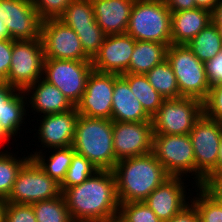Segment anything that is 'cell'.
<instances>
[{
  "label": "cell",
  "mask_w": 222,
  "mask_h": 222,
  "mask_svg": "<svg viewBox=\"0 0 222 222\" xmlns=\"http://www.w3.org/2000/svg\"><path fill=\"white\" fill-rule=\"evenodd\" d=\"M74 222H102L119 212L116 179L112 170H97L63 193Z\"/></svg>",
  "instance_id": "1"
},
{
  "label": "cell",
  "mask_w": 222,
  "mask_h": 222,
  "mask_svg": "<svg viewBox=\"0 0 222 222\" xmlns=\"http://www.w3.org/2000/svg\"><path fill=\"white\" fill-rule=\"evenodd\" d=\"M112 171L119 204L144 201L170 177L152 152L119 160Z\"/></svg>",
  "instance_id": "2"
},
{
  "label": "cell",
  "mask_w": 222,
  "mask_h": 222,
  "mask_svg": "<svg viewBox=\"0 0 222 222\" xmlns=\"http://www.w3.org/2000/svg\"><path fill=\"white\" fill-rule=\"evenodd\" d=\"M72 147L99 170H113L117 163L113 148V121L79 115Z\"/></svg>",
  "instance_id": "3"
},
{
  "label": "cell",
  "mask_w": 222,
  "mask_h": 222,
  "mask_svg": "<svg viewBox=\"0 0 222 222\" xmlns=\"http://www.w3.org/2000/svg\"><path fill=\"white\" fill-rule=\"evenodd\" d=\"M126 34L136 41L171 45V11L163 0H135Z\"/></svg>",
  "instance_id": "4"
},
{
  "label": "cell",
  "mask_w": 222,
  "mask_h": 222,
  "mask_svg": "<svg viewBox=\"0 0 222 222\" xmlns=\"http://www.w3.org/2000/svg\"><path fill=\"white\" fill-rule=\"evenodd\" d=\"M166 60L177 79L180 97L204 101L210 90L204 63L186 44H171L167 48Z\"/></svg>",
  "instance_id": "5"
},
{
  "label": "cell",
  "mask_w": 222,
  "mask_h": 222,
  "mask_svg": "<svg viewBox=\"0 0 222 222\" xmlns=\"http://www.w3.org/2000/svg\"><path fill=\"white\" fill-rule=\"evenodd\" d=\"M196 164V186L202 185L217 171L222 122L202 115L189 133Z\"/></svg>",
  "instance_id": "6"
},
{
  "label": "cell",
  "mask_w": 222,
  "mask_h": 222,
  "mask_svg": "<svg viewBox=\"0 0 222 222\" xmlns=\"http://www.w3.org/2000/svg\"><path fill=\"white\" fill-rule=\"evenodd\" d=\"M152 153L170 176H194L196 182V164L189 134L154 133Z\"/></svg>",
  "instance_id": "7"
},
{
  "label": "cell",
  "mask_w": 222,
  "mask_h": 222,
  "mask_svg": "<svg viewBox=\"0 0 222 222\" xmlns=\"http://www.w3.org/2000/svg\"><path fill=\"white\" fill-rule=\"evenodd\" d=\"M45 54L42 39L13 40L12 60L6 82L25 90L43 76Z\"/></svg>",
  "instance_id": "8"
},
{
  "label": "cell",
  "mask_w": 222,
  "mask_h": 222,
  "mask_svg": "<svg viewBox=\"0 0 222 222\" xmlns=\"http://www.w3.org/2000/svg\"><path fill=\"white\" fill-rule=\"evenodd\" d=\"M202 115V101L180 97L165 99L151 121L154 133L185 135L190 133Z\"/></svg>",
  "instance_id": "9"
},
{
  "label": "cell",
  "mask_w": 222,
  "mask_h": 222,
  "mask_svg": "<svg viewBox=\"0 0 222 222\" xmlns=\"http://www.w3.org/2000/svg\"><path fill=\"white\" fill-rule=\"evenodd\" d=\"M92 70L91 61L45 59L42 78L57 87L76 106Z\"/></svg>",
  "instance_id": "10"
},
{
  "label": "cell",
  "mask_w": 222,
  "mask_h": 222,
  "mask_svg": "<svg viewBox=\"0 0 222 222\" xmlns=\"http://www.w3.org/2000/svg\"><path fill=\"white\" fill-rule=\"evenodd\" d=\"M62 194L60 184L50 178L31 158L19 171L7 202L32 204Z\"/></svg>",
  "instance_id": "11"
},
{
  "label": "cell",
  "mask_w": 222,
  "mask_h": 222,
  "mask_svg": "<svg viewBox=\"0 0 222 222\" xmlns=\"http://www.w3.org/2000/svg\"><path fill=\"white\" fill-rule=\"evenodd\" d=\"M41 39L45 59L91 61L75 31L58 18L42 21Z\"/></svg>",
  "instance_id": "12"
},
{
  "label": "cell",
  "mask_w": 222,
  "mask_h": 222,
  "mask_svg": "<svg viewBox=\"0 0 222 222\" xmlns=\"http://www.w3.org/2000/svg\"><path fill=\"white\" fill-rule=\"evenodd\" d=\"M118 74L92 70L85 91L75 108L79 115L112 119L114 82Z\"/></svg>",
  "instance_id": "13"
},
{
  "label": "cell",
  "mask_w": 222,
  "mask_h": 222,
  "mask_svg": "<svg viewBox=\"0 0 222 222\" xmlns=\"http://www.w3.org/2000/svg\"><path fill=\"white\" fill-rule=\"evenodd\" d=\"M0 17L12 40L41 38L42 19L31 0H0Z\"/></svg>",
  "instance_id": "14"
},
{
  "label": "cell",
  "mask_w": 222,
  "mask_h": 222,
  "mask_svg": "<svg viewBox=\"0 0 222 222\" xmlns=\"http://www.w3.org/2000/svg\"><path fill=\"white\" fill-rule=\"evenodd\" d=\"M152 122H113L116 160L146 155L153 150Z\"/></svg>",
  "instance_id": "15"
},
{
  "label": "cell",
  "mask_w": 222,
  "mask_h": 222,
  "mask_svg": "<svg viewBox=\"0 0 222 222\" xmlns=\"http://www.w3.org/2000/svg\"><path fill=\"white\" fill-rule=\"evenodd\" d=\"M136 40L130 35H106L102 46L91 59L93 70L122 75L127 73Z\"/></svg>",
  "instance_id": "16"
},
{
  "label": "cell",
  "mask_w": 222,
  "mask_h": 222,
  "mask_svg": "<svg viewBox=\"0 0 222 222\" xmlns=\"http://www.w3.org/2000/svg\"><path fill=\"white\" fill-rule=\"evenodd\" d=\"M183 180L182 176H170L144 200L161 221L170 220L191 202Z\"/></svg>",
  "instance_id": "17"
},
{
  "label": "cell",
  "mask_w": 222,
  "mask_h": 222,
  "mask_svg": "<svg viewBox=\"0 0 222 222\" xmlns=\"http://www.w3.org/2000/svg\"><path fill=\"white\" fill-rule=\"evenodd\" d=\"M78 116L75 107L62 113L41 115L40 119H42L36 133L39 135L37 138L43 145L42 148L50 150L72 146Z\"/></svg>",
  "instance_id": "18"
},
{
  "label": "cell",
  "mask_w": 222,
  "mask_h": 222,
  "mask_svg": "<svg viewBox=\"0 0 222 222\" xmlns=\"http://www.w3.org/2000/svg\"><path fill=\"white\" fill-rule=\"evenodd\" d=\"M27 107L33 108L34 114H55L72 110L75 106L54 85L43 78L24 90ZM28 96V97H27ZM30 103V104H29ZM31 107H30V106Z\"/></svg>",
  "instance_id": "19"
},
{
  "label": "cell",
  "mask_w": 222,
  "mask_h": 222,
  "mask_svg": "<svg viewBox=\"0 0 222 222\" xmlns=\"http://www.w3.org/2000/svg\"><path fill=\"white\" fill-rule=\"evenodd\" d=\"M135 0H92L96 23L106 35L124 34Z\"/></svg>",
  "instance_id": "20"
},
{
  "label": "cell",
  "mask_w": 222,
  "mask_h": 222,
  "mask_svg": "<svg viewBox=\"0 0 222 222\" xmlns=\"http://www.w3.org/2000/svg\"><path fill=\"white\" fill-rule=\"evenodd\" d=\"M26 106V108H25ZM27 100L23 90L12 87L6 81H0V125L12 136L22 130L27 118ZM25 116V117H24Z\"/></svg>",
  "instance_id": "21"
},
{
  "label": "cell",
  "mask_w": 222,
  "mask_h": 222,
  "mask_svg": "<svg viewBox=\"0 0 222 222\" xmlns=\"http://www.w3.org/2000/svg\"><path fill=\"white\" fill-rule=\"evenodd\" d=\"M111 120L113 122H152L122 75H118L114 82Z\"/></svg>",
  "instance_id": "22"
},
{
  "label": "cell",
  "mask_w": 222,
  "mask_h": 222,
  "mask_svg": "<svg viewBox=\"0 0 222 222\" xmlns=\"http://www.w3.org/2000/svg\"><path fill=\"white\" fill-rule=\"evenodd\" d=\"M212 22V12L196 8L171 12V43L188 44Z\"/></svg>",
  "instance_id": "23"
},
{
  "label": "cell",
  "mask_w": 222,
  "mask_h": 222,
  "mask_svg": "<svg viewBox=\"0 0 222 222\" xmlns=\"http://www.w3.org/2000/svg\"><path fill=\"white\" fill-rule=\"evenodd\" d=\"M168 45L153 41H136L127 73L145 75L166 59Z\"/></svg>",
  "instance_id": "24"
},
{
  "label": "cell",
  "mask_w": 222,
  "mask_h": 222,
  "mask_svg": "<svg viewBox=\"0 0 222 222\" xmlns=\"http://www.w3.org/2000/svg\"><path fill=\"white\" fill-rule=\"evenodd\" d=\"M30 157L42 168V170L58 184H61L66 176V172L71 164L75 150L72 146L63 148H53L47 158L43 150H38ZM53 151V152H52ZM46 157V158H45Z\"/></svg>",
  "instance_id": "25"
},
{
  "label": "cell",
  "mask_w": 222,
  "mask_h": 222,
  "mask_svg": "<svg viewBox=\"0 0 222 222\" xmlns=\"http://www.w3.org/2000/svg\"><path fill=\"white\" fill-rule=\"evenodd\" d=\"M186 45L201 62L205 63L222 51V36L218 27L210 22Z\"/></svg>",
  "instance_id": "26"
},
{
  "label": "cell",
  "mask_w": 222,
  "mask_h": 222,
  "mask_svg": "<svg viewBox=\"0 0 222 222\" xmlns=\"http://www.w3.org/2000/svg\"><path fill=\"white\" fill-rule=\"evenodd\" d=\"M122 76L128 81L142 108L152 118L165 99L150 85L145 75L124 73Z\"/></svg>",
  "instance_id": "27"
},
{
  "label": "cell",
  "mask_w": 222,
  "mask_h": 222,
  "mask_svg": "<svg viewBox=\"0 0 222 222\" xmlns=\"http://www.w3.org/2000/svg\"><path fill=\"white\" fill-rule=\"evenodd\" d=\"M145 76L150 85L164 98H180L177 79L171 65L165 59L153 69L148 71Z\"/></svg>",
  "instance_id": "28"
},
{
  "label": "cell",
  "mask_w": 222,
  "mask_h": 222,
  "mask_svg": "<svg viewBox=\"0 0 222 222\" xmlns=\"http://www.w3.org/2000/svg\"><path fill=\"white\" fill-rule=\"evenodd\" d=\"M18 157L8 149L0 152V198L7 199L21 168L31 159L28 155Z\"/></svg>",
  "instance_id": "29"
},
{
  "label": "cell",
  "mask_w": 222,
  "mask_h": 222,
  "mask_svg": "<svg viewBox=\"0 0 222 222\" xmlns=\"http://www.w3.org/2000/svg\"><path fill=\"white\" fill-rule=\"evenodd\" d=\"M37 222H74L63 194L32 203Z\"/></svg>",
  "instance_id": "30"
},
{
  "label": "cell",
  "mask_w": 222,
  "mask_h": 222,
  "mask_svg": "<svg viewBox=\"0 0 222 222\" xmlns=\"http://www.w3.org/2000/svg\"><path fill=\"white\" fill-rule=\"evenodd\" d=\"M58 19L70 28L90 27L96 23L92 0H72Z\"/></svg>",
  "instance_id": "31"
},
{
  "label": "cell",
  "mask_w": 222,
  "mask_h": 222,
  "mask_svg": "<svg viewBox=\"0 0 222 222\" xmlns=\"http://www.w3.org/2000/svg\"><path fill=\"white\" fill-rule=\"evenodd\" d=\"M194 187L198 193L194 196L195 199L190 197V201L198 210L199 222H222L221 205L202 185Z\"/></svg>",
  "instance_id": "32"
},
{
  "label": "cell",
  "mask_w": 222,
  "mask_h": 222,
  "mask_svg": "<svg viewBox=\"0 0 222 222\" xmlns=\"http://www.w3.org/2000/svg\"><path fill=\"white\" fill-rule=\"evenodd\" d=\"M97 170L86 157L75 152L71 164L66 172L63 182L60 184V190L63 193L67 188L79 185L92 176Z\"/></svg>",
  "instance_id": "33"
},
{
  "label": "cell",
  "mask_w": 222,
  "mask_h": 222,
  "mask_svg": "<svg viewBox=\"0 0 222 222\" xmlns=\"http://www.w3.org/2000/svg\"><path fill=\"white\" fill-rule=\"evenodd\" d=\"M72 29L78 35L84 52L92 59L102 46L106 34L97 23L90 27Z\"/></svg>",
  "instance_id": "34"
},
{
  "label": "cell",
  "mask_w": 222,
  "mask_h": 222,
  "mask_svg": "<svg viewBox=\"0 0 222 222\" xmlns=\"http://www.w3.org/2000/svg\"><path fill=\"white\" fill-rule=\"evenodd\" d=\"M118 213L127 222H163L144 201L120 203Z\"/></svg>",
  "instance_id": "35"
},
{
  "label": "cell",
  "mask_w": 222,
  "mask_h": 222,
  "mask_svg": "<svg viewBox=\"0 0 222 222\" xmlns=\"http://www.w3.org/2000/svg\"><path fill=\"white\" fill-rule=\"evenodd\" d=\"M203 114L222 122V85L210 87L208 95L203 101Z\"/></svg>",
  "instance_id": "36"
},
{
  "label": "cell",
  "mask_w": 222,
  "mask_h": 222,
  "mask_svg": "<svg viewBox=\"0 0 222 222\" xmlns=\"http://www.w3.org/2000/svg\"><path fill=\"white\" fill-rule=\"evenodd\" d=\"M42 20L58 18L72 0H31Z\"/></svg>",
  "instance_id": "37"
},
{
  "label": "cell",
  "mask_w": 222,
  "mask_h": 222,
  "mask_svg": "<svg viewBox=\"0 0 222 222\" xmlns=\"http://www.w3.org/2000/svg\"><path fill=\"white\" fill-rule=\"evenodd\" d=\"M4 222H37L32 204L7 202Z\"/></svg>",
  "instance_id": "38"
},
{
  "label": "cell",
  "mask_w": 222,
  "mask_h": 222,
  "mask_svg": "<svg viewBox=\"0 0 222 222\" xmlns=\"http://www.w3.org/2000/svg\"><path fill=\"white\" fill-rule=\"evenodd\" d=\"M207 80L210 86L222 85V51L204 63Z\"/></svg>",
  "instance_id": "39"
},
{
  "label": "cell",
  "mask_w": 222,
  "mask_h": 222,
  "mask_svg": "<svg viewBox=\"0 0 222 222\" xmlns=\"http://www.w3.org/2000/svg\"><path fill=\"white\" fill-rule=\"evenodd\" d=\"M13 40L0 39V81H6L12 60Z\"/></svg>",
  "instance_id": "40"
},
{
  "label": "cell",
  "mask_w": 222,
  "mask_h": 222,
  "mask_svg": "<svg viewBox=\"0 0 222 222\" xmlns=\"http://www.w3.org/2000/svg\"><path fill=\"white\" fill-rule=\"evenodd\" d=\"M190 203L170 220L164 222H199L198 210L192 202Z\"/></svg>",
  "instance_id": "41"
},
{
  "label": "cell",
  "mask_w": 222,
  "mask_h": 222,
  "mask_svg": "<svg viewBox=\"0 0 222 222\" xmlns=\"http://www.w3.org/2000/svg\"><path fill=\"white\" fill-rule=\"evenodd\" d=\"M171 12H179L182 10L196 9L194 0H163Z\"/></svg>",
  "instance_id": "42"
},
{
  "label": "cell",
  "mask_w": 222,
  "mask_h": 222,
  "mask_svg": "<svg viewBox=\"0 0 222 222\" xmlns=\"http://www.w3.org/2000/svg\"><path fill=\"white\" fill-rule=\"evenodd\" d=\"M202 186L206 190H222V169L217 170Z\"/></svg>",
  "instance_id": "43"
},
{
  "label": "cell",
  "mask_w": 222,
  "mask_h": 222,
  "mask_svg": "<svg viewBox=\"0 0 222 222\" xmlns=\"http://www.w3.org/2000/svg\"><path fill=\"white\" fill-rule=\"evenodd\" d=\"M212 22L218 27L222 36V0H219L212 12Z\"/></svg>",
  "instance_id": "44"
},
{
  "label": "cell",
  "mask_w": 222,
  "mask_h": 222,
  "mask_svg": "<svg viewBox=\"0 0 222 222\" xmlns=\"http://www.w3.org/2000/svg\"><path fill=\"white\" fill-rule=\"evenodd\" d=\"M197 8L213 12L219 0H194Z\"/></svg>",
  "instance_id": "45"
},
{
  "label": "cell",
  "mask_w": 222,
  "mask_h": 222,
  "mask_svg": "<svg viewBox=\"0 0 222 222\" xmlns=\"http://www.w3.org/2000/svg\"><path fill=\"white\" fill-rule=\"evenodd\" d=\"M10 38L7 27L4 25L3 20L0 17V39Z\"/></svg>",
  "instance_id": "46"
},
{
  "label": "cell",
  "mask_w": 222,
  "mask_h": 222,
  "mask_svg": "<svg viewBox=\"0 0 222 222\" xmlns=\"http://www.w3.org/2000/svg\"><path fill=\"white\" fill-rule=\"evenodd\" d=\"M11 135L0 125V143L2 145L3 143H6V141H9L11 139Z\"/></svg>",
  "instance_id": "47"
},
{
  "label": "cell",
  "mask_w": 222,
  "mask_h": 222,
  "mask_svg": "<svg viewBox=\"0 0 222 222\" xmlns=\"http://www.w3.org/2000/svg\"><path fill=\"white\" fill-rule=\"evenodd\" d=\"M7 201L4 198H0V222L5 220V210H6Z\"/></svg>",
  "instance_id": "48"
},
{
  "label": "cell",
  "mask_w": 222,
  "mask_h": 222,
  "mask_svg": "<svg viewBox=\"0 0 222 222\" xmlns=\"http://www.w3.org/2000/svg\"><path fill=\"white\" fill-rule=\"evenodd\" d=\"M222 207V190H207Z\"/></svg>",
  "instance_id": "49"
},
{
  "label": "cell",
  "mask_w": 222,
  "mask_h": 222,
  "mask_svg": "<svg viewBox=\"0 0 222 222\" xmlns=\"http://www.w3.org/2000/svg\"><path fill=\"white\" fill-rule=\"evenodd\" d=\"M102 222H127V221L118 213L114 216L108 217Z\"/></svg>",
  "instance_id": "50"
},
{
  "label": "cell",
  "mask_w": 222,
  "mask_h": 222,
  "mask_svg": "<svg viewBox=\"0 0 222 222\" xmlns=\"http://www.w3.org/2000/svg\"><path fill=\"white\" fill-rule=\"evenodd\" d=\"M222 169V139L219 146L218 160H217V170Z\"/></svg>",
  "instance_id": "51"
}]
</instances>
